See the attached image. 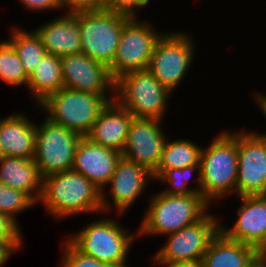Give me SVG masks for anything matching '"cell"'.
I'll use <instances>...</instances> for the list:
<instances>
[{"label":"cell","mask_w":266,"mask_h":267,"mask_svg":"<svg viewBox=\"0 0 266 267\" xmlns=\"http://www.w3.org/2000/svg\"><path fill=\"white\" fill-rule=\"evenodd\" d=\"M202 148L200 159L201 195L211 204L236 194L238 132L225 130Z\"/></svg>","instance_id":"obj_2"},{"label":"cell","mask_w":266,"mask_h":267,"mask_svg":"<svg viewBox=\"0 0 266 267\" xmlns=\"http://www.w3.org/2000/svg\"><path fill=\"white\" fill-rule=\"evenodd\" d=\"M154 181L153 174L144 166L131 162L121 156L118 160L115 171L107 183L111 186V191H101L102 212H109L111 207H115V212L119 215L125 213L134 205L135 201L145 192L147 185ZM113 205H110V197ZM109 198V200H108Z\"/></svg>","instance_id":"obj_14"},{"label":"cell","mask_w":266,"mask_h":267,"mask_svg":"<svg viewBox=\"0 0 266 267\" xmlns=\"http://www.w3.org/2000/svg\"><path fill=\"white\" fill-rule=\"evenodd\" d=\"M149 2L150 0H105L104 10L137 16V9L146 6Z\"/></svg>","instance_id":"obj_30"},{"label":"cell","mask_w":266,"mask_h":267,"mask_svg":"<svg viewBox=\"0 0 266 267\" xmlns=\"http://www.w3.org/2000/svg\"><path fill=\"white\" fill-rule=\"evenodd\" d=\"M112 218H102L87 224L79 232L66 239L81 253L115 267H128L126 264L136 233Z\"/></svg>","instance_id":"obj_4"},{"label":"cell","mask_w":266,"mask_h":267,"mask_svg":"<svg viewBox=\"0 0 266 267\" xmlns=\"http://www.w3.org/2000/svg\"><path fill=\"white\" fill-rule=\"evenodd\" d=\"M39 202L56 220L82 213L103 214L101 190L73 170L45 176Z\"/></svg>","instance_id":"obj_1"},{"label":"cell","mask_w":266,"mask_h":267,"mask_svg":"<svg viewBox=\"0 0 266 267\" xmlns=\"http://www.w3.org/2000/svg\"><path fill=\"white\" fill-rule=\"evenodd\" d=\"M241 200L237 220L234 225L220 231L228 238L250 245L261 252L266 247V195H246L237 197Z\"/></svg>","instance_id":"obj_16"},{"label":"cell","mask_w":266,"mask_h":267,"mask_svg":"<svg viewBox=\"0 0 266 267\" xmlns=\"http://www.w3.org/2000/svg\"><path fill=\"white\" fill-rule=\"evenodd\" d=\"M130 17L108 10L75 13L82 43L81 53L110 67L117 53L122 28Z\"/></svg>","instance_id":"obj_7"},{"label":"cell","mask_w":266,"mask_h":267,"mask_svg":"<svg viewBox=\"0 0 266 267\" xmlns=\"http://www.w3.org/2000/svg\"><path fill=\"white\" fill-rule=\"evenodd\" d=\"M61 267H115L78 251L65 237ZM62 264V265H61Z\"/></svg>","instance_id":"obj_29"},{"label":"cell","mask_w":266,"mask_h":267,"mask_svg":"<svg viewBox=\"0 0 266 267\" xmlns=\"http://www.w3.org/2000/svg\"><path fill=\"white\" fill-rule=\"evenodd\" d=\"M250 267H266V260L259 255L253 263L250 265Z\"/></svg>","instance_id":"obj_36"},{"label":"cell","mask_w":266,"mask_h":267,"mask_svg":"<svg viewBox=\"0 0 266 267\" xmlns=\"http://www.w3.org/2000/svg\"><path fill=\"white\" fill-rule=\"evenodd\" d=\"M19 225L9 216L0 213V241H23Z\"/></svg>","instance_id":"obj_31"},{"label":"cell","mask_w":266,"mask_h":267,"mask_svg":"<svg viewBox=\"0 0 266 267\" xmlns=\"http://www.w3.org/2000/svg\"><path fill=\"white\" fill-rule=\"evenodd\" d=\"M121 156L118 151L82 137L76 148L72 170L81 173L101 191L106 190Z\"/></svg>","instance_id":"obj_17"},{"label":"cell","mask_w":266,"mask_h":267,"mask_svg":"<svg viewBox=\"0 0 266 267\" xmlns=\"http://www.w3.org/2000/svg\"><path fill=\"white\" fill-rule=\"evenodd\" d=\"M167 139L157 169L152 173L158 180L168 169L200 165L201 146L189 139Z\"/></svg>","instance_id":"obj_24"},{"label":"cell","mask_w":266,"mask_h":267,"mask_svg":"<svg viewBox=\"0 0 266 267\" xmlns=\"http://www.w3.org/2000/svg\"><path fill=\"white\" fill-rule=\"evenodd\" d=\"M132 119V114L114 100L101 110L85 137L95 144L122 153Z\"/></svg>","instance_id":"obj_18"},{"label":"cell","mask_w":266,"mask_h":267,"mask_svg":"<svg viewBox=\"0 0 266 267\" xmlns=\"http://www.w3.org/2000/svg\"><path fill=\"white\" fill-rule=\"evenodd\" d=\"M11 29L10 39L6 40L14 48L29 77L47 52L44 49L40 36L34 29L31 32L30 30H22L18 27H12Z\"/></svg>","instance_id":"obj_25"},{"label":"cell","mask_w":266,"mask_h":267,"mask_svg":"<svg viewBox=\"0 0 266 267\" xmlns=\"http://www.w3.org/2000/svg\"><path fill=\"white\" fill-rule=\"evenodd\" d=\"M178 31L163 33L156 41L147 70L171 93L186 77L193 63L195 41Z\"/></svg>","instance_id":"obj_9"},{"label":"cell","mask_w":266,"mask_h":267,"mask_svg":"<svg viewBox=\"0 0 266 267\" xmlns=\"http://www.w3.org/2000/svg\"><path fill=\"white\" fill-rule=\"evenodd\" d=\"M162 267H202L200 263L198 264H181V265H160Z\"/></svg>","instance_id":"obj_37"},{"label":"cell","mask_w":266,"mask_h":267,"mask_svg":"<svg viewBox=\"0 0 266 267\" xmlns=\"http://www.w3.org/2000/svg\"><path fill=\"white\" fill-rule=\"evenodd\" d=\"M147 20L131 16L124 24L113 64L109 67L114 79L130 72L147 70L156 41L164 32H156Z\"/></svg>","instance_id":"obj_11"},{"label":"cell","mask_w":266,"mask_h":267,"mask_svg":"<svg viewBox=\"0 0 266 267\" xmlns=\"http://www.w3.org/2000/svg\"><path fill=\"white\" fill-rule=\"evenodd\" d=\"M220 222L217 216L207 212L192 225L166 235L167 242L151 260L157 266L200 263L211 240L220 230Z\"/></svg>","instance_id":"obj_8"},{"label":"cell","mask_w":266,"mask_h":267,"mask_svg":"<svg viewBox=\"0 0 266 267\" xmlns=\"http://www.w3.org/2000/svg\"><path fill=\"white\" fill-rule=\"evenodd\" d=\"M260 252L250 245L228 238L222 231L211 240L200 265L202 267H250Z\"/></svg>","instance_id":"obj_21"},{"label":"cell","mask_w":266,"mask_h":267,"mask_svg":"<svg viewBox=\"0 0 266 267\" xmlns=\"http://www.w3.org/2000/svg\"><path fill=\"white\" fill-rule=\"evenodd\" d=\"M0 80L12 87H27L28 83L24 66L7 40L0 42Z\"/></svg>","instance_id":"obj_26"},{"label":"cell","mask_w":266,"mask_h":267,"mask_svg":"<svg viewBox=\"0 0 266 267\" xmlns=\"http://www.w3.org/2000/svg\"><path fill=\"white\" fill-rule=\"evenodd\" d=\"M260 255L266 260V247L260 252Z\"/></svg>","instance_id":"obj_39"},{"label":"cell","mask_w":266,"mask_h":267,"mask_svg":"<svg viewBox=\"0 0 266 267\" xmlns=\"http://www.w3.org/2000/svg\"><path fill=\"white\" fill-rule=\"evenodd\" d=\"M0 182L25 192L36 204L39 203L43 178L33 159L9 156L0 159Z\"/></svg>","instance_id":"obj_22"},{"label":"cell","mask_w":266,"mask_h":267,"mask_svg":"<svg viewBox=\"0 0 266 267\" xmlns=\"http://www.w3.org/2000/svg\"><path fill=\"white\" fill-rule=\"evenodd\" d=\"M34 30L48 54L62 57L81 53L79 23L75 14L66 13Z\"/></svg>","instance_id":"obj_19"},{"label":"cell","mask_w":266,"mask_h":267,"mask_svg":"<svg viewBox=\"0 0 266 267\" xmlns=\"http://www.w3.org/2000/svg\"><path fill=\"white\" fill-rule=\"evenodd\" d=\"M105 0H64V7L67 13L102 11Z\"/></svg>","instance_id":"obj_32"},{"label":"cell","mask_w":266,"mask_h":267,"mask_svg":"<svg viewBox=\"0 0 266 267\" xmlns=\"http://www.w3.org/2000/svg\"><path fill=\"white\" fill-rule=\"evenodd\" d=\"M236 195H266V133L238 131Z\"/></svg>","instance_id":"obj_12"},{"label":"cell","mask_w":266,"mask_h":267,"mask_svg":"<svg viewBox=\"0 0 266 267\" xmlns=\"http://www.w3.org/2000/svg\"><path fill=\"white\" fill-rule=\"evenodd\" d=\"M30 11H51L64 9V0H19Z\"/></svg>","instance_id":"obj_33"},{"label":"cell","mask_w":266,"mask_h":267,"mask_svg":"<svg viewBox=\"0 0 266 267\" xmlns=\"http://www.w3.org/2000/svg\"><path fill=\"white\" fill-rule=\"evenodd\" d=\"M107 104L101 96L62 87L38 105L50 121L85 137Z\"/></svg>","instance_id":"obj_6"},{"label":"cell","mask_w":266,"mask_h":267,"mask_svg":"<svg viewBox=\"0 0 266 267\" xmlns=\"http://www.w3.org/2000/svg\"><path fill=\"white\" fill-rule=\"evenodd\" d=\"M162 120L135 118L130 122L122 157L146 167L153 173L160 162L169 138L163 132Z\"/></svg>","instance_id":"obj_15"},{"label":"cell","mask_w":266,"mask_h":267,"mask_svg":"<svg viewBox=\"0 0 266 267\" xmlns=\"http://www.w3.org/2000/svg\"><path fill=\"white\" fill-rule=\"evenodd\" d=\"M64 87L61 59L46 53L28 77L27 89L36 101L37 107L47 96Z\"/></svg>","instance_id":"obj_23"},{"label":"cell","mask_w":266,"mask_h":267,"mask_svg":"<svg viewBox=\"0 0 266 267\" xmlns=\"http://www.w3.org/2000/svg\"><path fill=\"white\" fill-rule=\"evenodd\" d=\"M23 113L0 119V142L4 156L33 159L36 145V123Z\"/></svg>","instance_id":"obj_20"},{"label":"cell","mask_w":266,"mask_h":267,"mask_svg":"<svg viewBox=\"0 0 266 267\" xmlns=\"http://www.w3.org/2000/svg\"><path fill=\"white\" fill-rule=\"evenodd\" d=\"M37 125L33 160L41 177L72 170L76 148L83 136L46 117Z\"/></svg>","instance_id":"obj_10"},{"label":"cell","mask_w":266,"mask_h":267,"mask_svg":"<svg viewBox=\"0 0 266 267\" xmlns=\"http://www.w3.org/2000/svg\"><path fill=\"white\" fill-rule=\"evenodd\" d=\"M197 170V171H196ZM198 172L195 181L197 187L190 188V180L193 172ZM161 181V182H160ZM157 182H164L168 186L167 190L162 191L166 194H178L187 195L191 193L201 194V177H200V165L186 166L182 168H172L168 169Z\"/></svg>","instance_id":"obj_27"},{"label":"cell","mask_w":266,"mask_h":267,"mask_svg":"<svg viewBox=\"0 0 266 267\" xmlns=\"http://www.w3.org/2000/svg\"><path fill=\"white\" fill-rule=\"evenodd\" d=\"M60 59L64 87L101 96L107 103L114 101L115 79L108 66L84 53L65 55Z\"/></svg>","instance_id":"obj_13"},{"label":"cell","mask_w":266,"mask_h":267,"mask_svg":"<svg viewBox=\"0 0 266 267\" xmlns=\"http://www.w3.org/2000/svg\"><path fill=\"white\" fill-rule=\"evenodd\" d=\"M149 200L150 204L137 230L138 237L177 232L200 220L210 206L202 195L197 193L178 195L160 191L153 193Z\"/></svg>","instance_id":"obj_3"},{"label":"cell","mask_w":266,"mask_h":267,"mask_svg":"<svg viewBox=\"0 0 266 267\" xmlns=\"http://www.w3.org/2000/svg\"><path fill=\"white\" fill-rule=\"evenodd\" d=\"M35 204L25 192L13 189L0 182V213L9 216L18 225L17 215Z\"/></svg>","instance_id":"obj_28"},{"label":"cell","mask_w":266,"mask_h":267,"mask_svg":"<svg viewBox=\"0 0 266 267\" xmlns=\"http://www.w3.org/2000/svg\"><path fill=\"white\" fill-rule=\"evenodd\" d=\"M22 241H0V267L8 262L13 253L19 251L22 247Z\"/></svg>","instance_id":"obj_34"},{"label":"cell","mask_w":266,"mask_h":267,"mask_svg":"<svg viewBox=\"0 0 266 267\" xmlns=\"http://www.w3.org/2000/svg\"><path fill=\"white\" fill-rule=\"evenodd\" d=\"M4 156V152H3V147L1 145V142H0V159H2Z\"/></svg>","instance_id":"obj_38"},{"label":"cell","mask_w":266,"mask_h":267,"mask_svg":"<svg viewBox=\"0 0 266 267\" xmlns=\"http://www.w3.org/2000/svg\"><path fill=\"white\" fill-rule=\"evenodd\" d=\"M255 101L259 105L261 113L265 116L266 118V94H262L261 92H256L254 93Z\"/></svg>","instance_id":"obj_35"},{"label":"cell","mask_w":266,"mask_h":267,"mask_svg":"<svg viewBox=\"0 0 266 267\" xmlns=\"http://www.w3.org/2000/svg\"><path fill=\"white\" fill-rule=\"evenodd\" d=\"M171 94L148 70L115 79V101L135 118L163 120Z\"/></svg>","instance_id":"obj_5"}]
</instances>
